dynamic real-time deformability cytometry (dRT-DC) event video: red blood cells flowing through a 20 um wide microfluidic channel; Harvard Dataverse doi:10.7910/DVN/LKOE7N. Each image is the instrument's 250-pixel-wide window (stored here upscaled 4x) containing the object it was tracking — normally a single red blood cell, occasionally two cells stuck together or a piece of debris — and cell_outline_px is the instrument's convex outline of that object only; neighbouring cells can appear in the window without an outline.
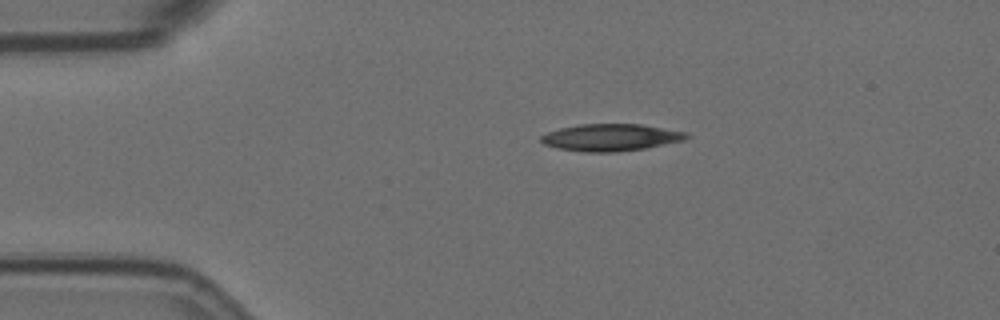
{"species": "Egyptian fruit bat (a non-hibernating species)", "species_latin": "Rousettus aegyptiacus", "temperature_condition": "room temperature", "stored_images_in_passage": 35, "camera_frame_rate_fps": 3000, "um_per_image_px": 0.085, "animal": {"sex": "female"}, "frame": {"image": 1, "passage_image": 1, "time_ms": 0.0, "image_size_px": [1000, 320], "cell_outline_px": [[692, 136], [684, 140], [644, 148], [612, 152], [588, 152], [560, 148], [544, 144], [540, 140], [540, 136], [548, 132], [560, 128], [580, 124], [640, 124], [688, 132]], "centroid_in_image_um": [51.95, 11.67], "position_along_channel_um": 33.1, "area_um2": 22.72}}
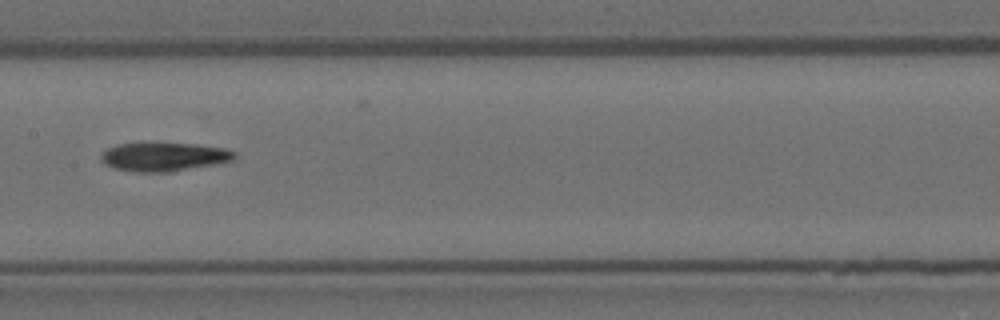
{"frame": {"image": 2, "passage_image": 18, "time_ms": 5.667, "image_size_px": [1000, 320], "cell_outline_px": [[236, 156], [232, 160], [220, 164], [172, 172], [136, 172], [116, 168], [100, 160], [100, 156], [108, 148], [120, 144], [140, 140], [148, 140], [192, 144], [224, 148], [236, 152]], "centroid_in_image_um": [13.95, 13.29], "position_along_channel_um": 193.5, "area_um2": 23.18}}
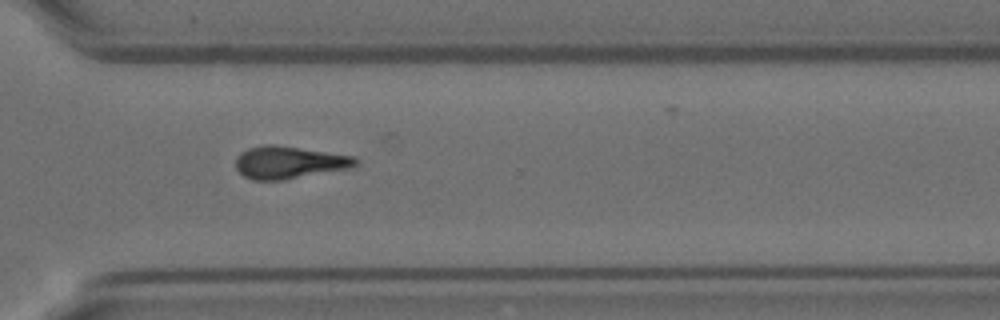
{"frame": {"image": 3, "passage_image": 31, "time_ms": 10.0, "image_size_px": [1000, 320], "cell_outline_px": [[356, 164], [352, 168], [284, 180], [252, 180], [244, 176], [236, 168], [236, 156], [240, 152], [248, 148], [264, 144], [276, 144], [352, 156], [356, 160]], "centroid_in_image_um": [24.53, 13.81], "position_along_channel_um": 346.1, "area_um2": 22.72}}